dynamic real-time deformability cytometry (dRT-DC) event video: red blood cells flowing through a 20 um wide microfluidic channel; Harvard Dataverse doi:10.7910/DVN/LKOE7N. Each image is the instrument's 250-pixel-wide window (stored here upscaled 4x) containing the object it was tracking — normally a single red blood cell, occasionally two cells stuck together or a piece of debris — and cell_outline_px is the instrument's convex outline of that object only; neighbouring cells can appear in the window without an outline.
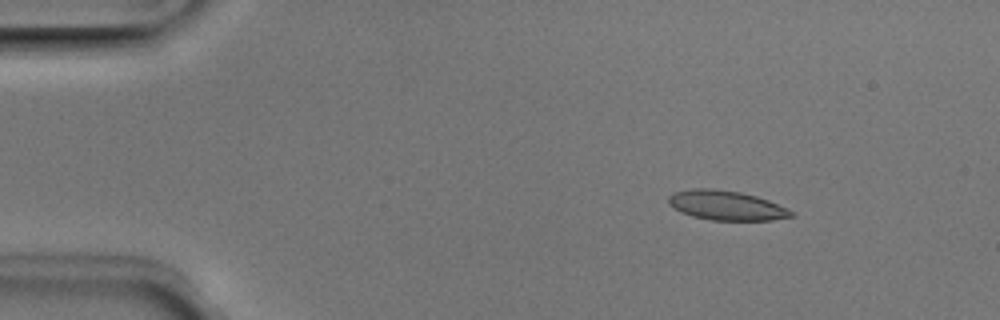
{"species": "Egyptian fruit bat (a non-hibernating species)", "species_latin": "Rousettus aegyptiacus", "temperature_condition": "room temperature", "stored_images_in_passage": 4, "camera_frame_rate_fps": 3000, "um_per_image_px": 0.085, "animal": {"sex": "male"}, "frame": {"image": 1, "passage_image": 1, "time_ms": 0.0, "image_size_px": [1000, 320], "cell_outline_px": [[792, 216], [772, 220], [712, 220], [692, 216], [680, 212], [668, 204], [668, 196], [676, 192], [692, 188], [712, 188], [740, 192], [756, 196], [768, 200], [788, 208], [792, 212]], "centroid_in_image_um": [61.7, 17.45], "position_along_channel_um": 23.3, "area_um2": 21.04}}